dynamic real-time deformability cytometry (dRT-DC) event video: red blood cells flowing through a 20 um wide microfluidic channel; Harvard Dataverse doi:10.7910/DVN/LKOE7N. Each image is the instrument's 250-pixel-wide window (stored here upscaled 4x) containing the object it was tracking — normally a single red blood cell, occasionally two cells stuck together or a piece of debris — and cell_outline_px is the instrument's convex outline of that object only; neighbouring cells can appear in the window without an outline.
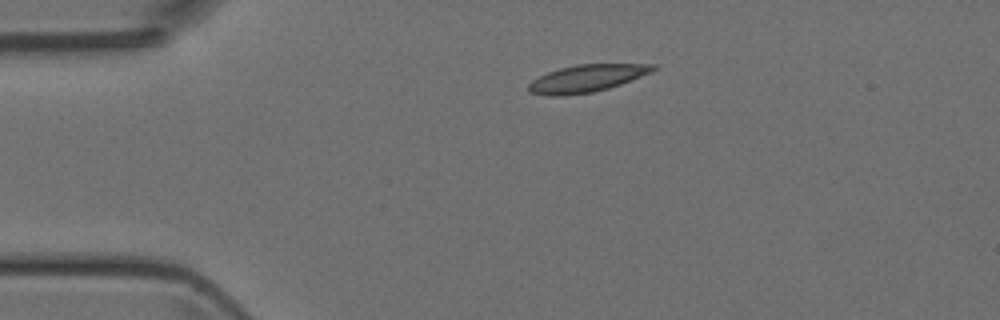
{"species": "Egyptian fruit bat (a non-hibernating species)", "species_latin": "Rousettus aegyptiacus", "temperature_condition": "room temperature", "stored_images_in_passage": 2, "camera_frame_rate_fps": 3000, "um_per_image_px": 0.085, "animal": {"sex": "female"}, "frame": {"image": 1, "passage_image": 1, "time_ms": 0.0, "image_size_px": [1000, 320], "cell_outline_px": [[656, 68], [652, 72], [620, 84], [608, 88], [592, 92], [564, 96], [548, 96], [528, 92], [528, 84], [532, 80], [548, 72], [560, 68], [576, 64], [656, 64]], "centroid_in_image_um": [49.85, 6.67], "position_along_channel_um": 35.2, "area_um2": 19.77}}